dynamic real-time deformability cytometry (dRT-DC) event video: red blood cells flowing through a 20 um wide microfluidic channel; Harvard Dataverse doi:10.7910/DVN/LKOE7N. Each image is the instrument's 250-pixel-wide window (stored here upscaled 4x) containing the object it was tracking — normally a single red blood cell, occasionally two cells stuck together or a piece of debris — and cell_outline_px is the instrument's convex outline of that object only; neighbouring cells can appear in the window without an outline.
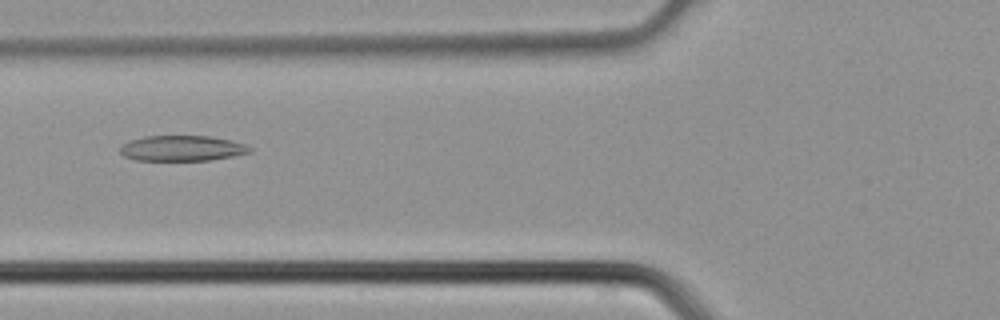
{"species": "common noctule bat (a hibernating species)", "species_latin": "Nyctalus noctula", "temperature_condition": "cold", "stored_images_in_passage": 2, "camera_frame_rate_fps": 3000, "um_per_image_px": 0.085, "animal": {"sex": "male", "body_mass_g": 21.5, "forearm_length_mm": 52.0}, "frame": {"image": 1, "passage_image": 2, "time_ms": 0.333, "image_size_px": [1000, 320], "cell_outline_px": [[252, 152], [212, 160], [136, 160], [124, 156], [120, 152], [120, 144], [144, 136], [212, 136], [232, 140], [244, 144], [252, 148]], "centroid_in_image_um": [15.48, 12.6], "position_along_channel_um": 110.3, "area_um2": 19.31}}